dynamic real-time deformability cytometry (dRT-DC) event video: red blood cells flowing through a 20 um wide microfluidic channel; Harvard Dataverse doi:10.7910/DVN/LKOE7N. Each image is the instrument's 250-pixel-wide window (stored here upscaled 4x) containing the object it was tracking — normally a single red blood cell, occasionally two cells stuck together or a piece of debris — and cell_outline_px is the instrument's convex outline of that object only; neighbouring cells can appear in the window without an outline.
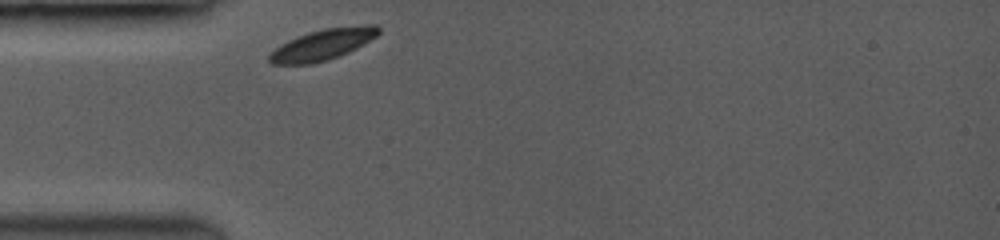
{"species": "common noctule bat (a hibernating species)", "species_latin": "Nyctalus noctula", "temperature_condition": "room temperature", "stored_images_in_passage": 40, "camera_frame_rate_fps": 3500, "um_per_image_px": 0.085, "animal": {"sex": "female", "body_mass_g": 19.0, "forearm_length_mm": 53.3}, "frame": {"image": 1, "passage_image": 1, "time_ms": 0.0, "image_size_px": [1000, 240], "cell_outline_px": [[380, 32], [376, 36], [356, 48], [348, 52], [328, 60], [312, 64], [272, 64], [268, 60], [268, 52], [280, 44], [296, 36], [308, 32], [324, 28], [372, 24], [376, 24], [380, 28]], "centroid_in_image_um": [27.38, 3.79], "position_along_channel_um": 57.6, "area_um2": 19.83}}
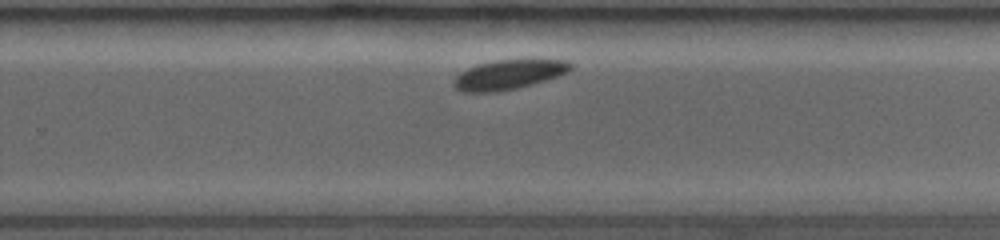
{"frame": {"image": 2, "passage_image": 26, "time_ms": 6.286, "image_size_px": [1000, 240], "cell_outline_px": [[572, 68], [568, 72], [532, 84], [492, 92], [464, 92], [456, 88], [452, 84], [452, 80], [456, 76], [468, 68], [480, 64], [500, 60], [564, 60], [572, 64]], "centroid_in_image_um": [43.21, 6.34], "position_along_channel_um": 286.6, "area_um2": 19.54}}
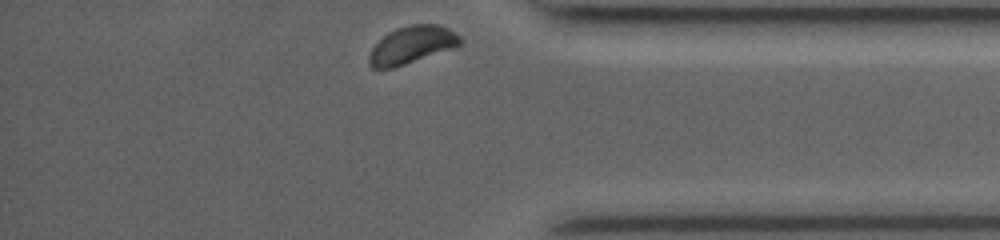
{"frame": {"image": 3, "passage_image": 40, "time_ms": 9.429, "image_size_px": [1000, 240], "cell_outline_px": [[460, 44], [404, 64], [392, 68], [372, 68], [368, 64], [368, 56], [372, 48], [388, 32], [412, 24], [436, 24], [448, 28], [460, 36]], "centroid_in_image_um": [34.95, 3.81], "position_along_channel_um": 400.3, "area_um2": 19.13}}